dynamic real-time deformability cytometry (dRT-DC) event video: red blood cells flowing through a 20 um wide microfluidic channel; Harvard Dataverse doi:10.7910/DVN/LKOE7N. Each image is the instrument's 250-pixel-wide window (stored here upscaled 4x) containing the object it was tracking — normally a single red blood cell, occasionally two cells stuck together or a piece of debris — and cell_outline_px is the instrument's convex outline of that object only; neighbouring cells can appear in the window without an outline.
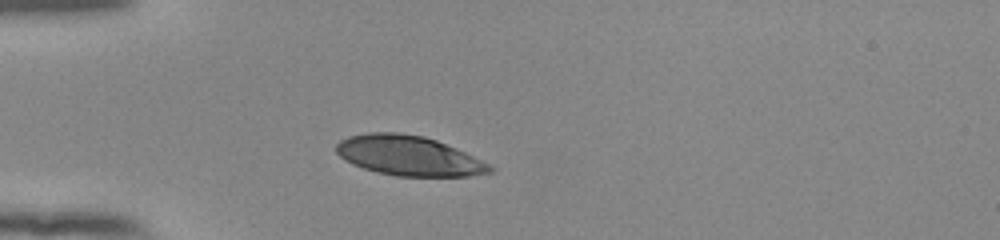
{"species": "human", "species_latin": "Homo sapiens", "temperature_condition": "room temperature", "stored_images_in_passage": 33, "camera_frame_rate_fps": 3000, "um_per_image_px": 0.085, "donor": {"sex": "female"}, "frame": {"image": 1, "passage_image": 1, "time_ms": 0.0, "image_size_px": [1000, 240], "cell_outline_px": [[496, 168], [492, 172], [468, 176], [396, 176], [376, 172], [352, 164], [344, 160], [336, 152], [336, 144], [340, 140], [348, 136], [368, 132], [396, 132], [424, 136], [436, 140], [456, 148]], "centroid_in_image_um": [34.7, 13.23], "position_along_channel_um": 50.3, "area_um2": 35.6}}
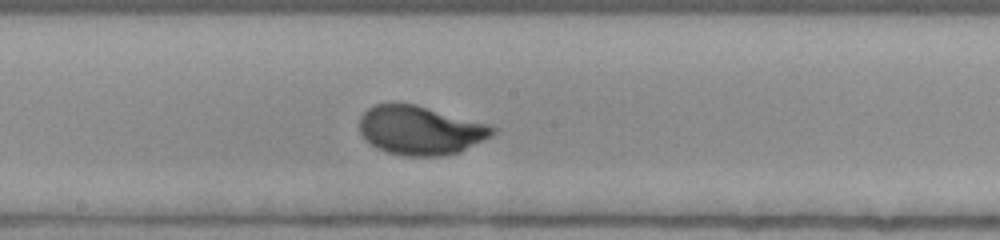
{"frame": {"image": 2, "passage_image": 15, "time_ms": 4.667, "image_size_px": [1000, 240], "cell_outline_px": [[496, 132], [492, 136], [460, 152], [444, 156], [404, 156], [388, 152], [376, 148], [360, 132], [360, 116], [368, 108], [376, 104], [416, 104], [488, 124], [496, 128]], "centroid_in_image_um": [35.76, 11.08], "position_along_channel_um": 212.4, "area_um2": 37.8}}
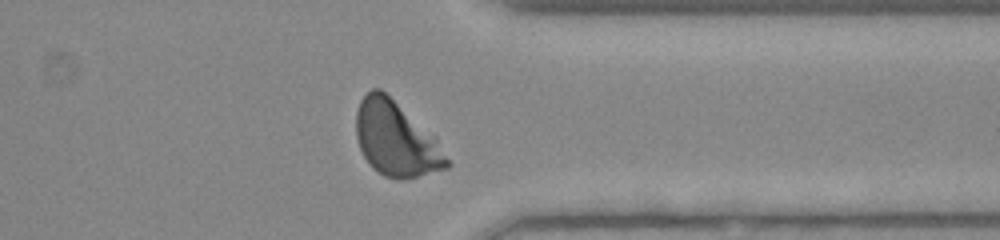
{"frame": {"image": 3, "passage_image": 28, "time_ms": 9.0, "image_size_px": [1000, 240], "cell_outline_px": [[452, 164], [448, 168], [404, 180], [400, 180], [384, 176], [372, 168], [368, 164], [360, 148], [356, 136], [356, 112], [360, 100], [372, 88], [380, 88], [436, 136]], "centroid_in_image_um": [33.68, 11.84], "position_along_channel_um": 377.7, "area_um2": 39.77}, "authors_computed_cell_mechanics": {"area_um2": 37.3388, "velocity_mm_per_s": 3.8746, "shape_relaxation_time_tau1_ms": 2.4132, "shape_relaxation_time_tau2_ms": null, "deformation_change_tau1": 0.1789, "deformation_change_tau2": null}}